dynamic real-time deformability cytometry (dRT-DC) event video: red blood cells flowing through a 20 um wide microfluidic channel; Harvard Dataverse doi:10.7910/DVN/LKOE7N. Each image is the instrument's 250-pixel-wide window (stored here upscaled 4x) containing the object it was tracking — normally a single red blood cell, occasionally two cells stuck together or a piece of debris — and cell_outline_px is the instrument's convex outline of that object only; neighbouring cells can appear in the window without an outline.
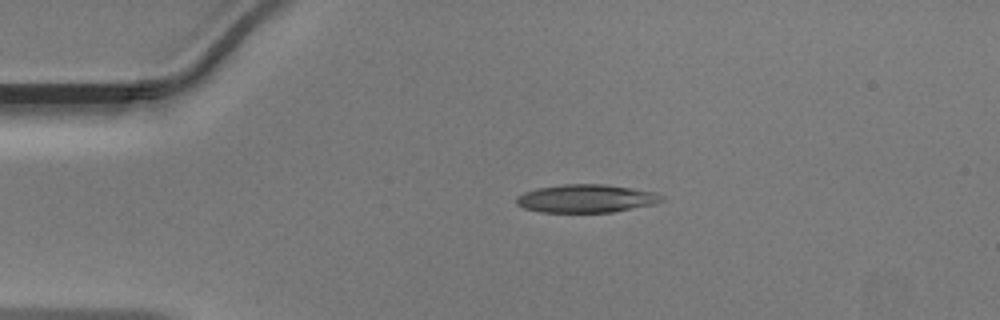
{"species": "Egyptian fruit bat (a non-hibernating species)", "species_latin": "Rousettus aegyptiacus", "temperature_condition": "warm", "stored_images_in_passage": 38, "camera_frame_rate_fps": 3000, "um_per_image_px": 0.085, "animal": {"sex": "male"}, "frame": {"image": 1, "passage_image": 1, "time_ms": 0.0, "image_size_px": [1000, 320], "cell_outline_px": [[664, 200], [656, 204], [612, 212], [540, 212], [524, 208], [516, 204], [516, 196], [524, 192], [536, 188], [564, 184], [604, 184], [656, 192], [664, 196]], "centroid_in_image_um": [49.83, 16.87], "position_along_channel_um": 35.2, "area_um2": 23.93}}
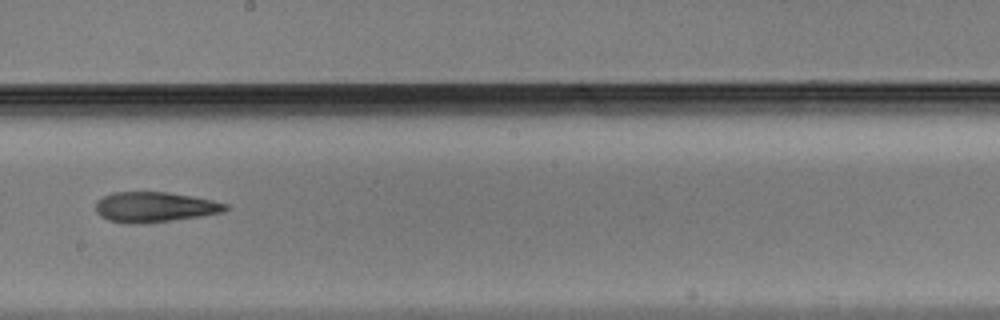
{"frame": {"image": 2, "passage_image": 18, "time_ms": 5.667, "image_size_px": [1000, 320], "cell_outline_px": [[228, 208], [224, 212], [200, 216], [140, 224], [128, 224], [108, 220], [100, 216], [96, 212], [96, 200], [112, 192], [168, 192], [192, 196], [212, 200], [228, 204]], "centroid_in_image_um": [13.12, 17.6], "position_along_channel_um": 235.1, "area_um2": 22.89}}
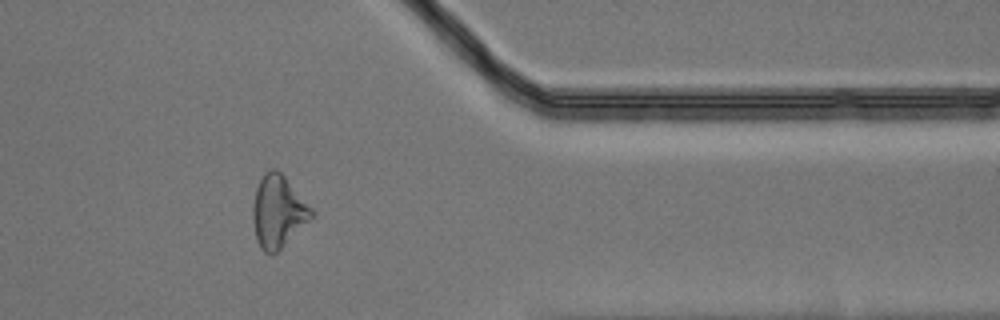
{"frame": {"image": 3, "passage_image": 30, "time_ms": 9.667, "image_size_px": [1000, 320], "cell_outline_px": [[316, 216], [276, 252], [264, 252], [260, 248], [256, 236], [252, 220], [252, 204], [256, 188], [264, 172], [272, 168], [276, 168], [284, 176], [316, 212]], "centroid_in_image_um": [23.65, 17.96], "position_along_channel_um": 387.7, "area_um2": 24.74}}